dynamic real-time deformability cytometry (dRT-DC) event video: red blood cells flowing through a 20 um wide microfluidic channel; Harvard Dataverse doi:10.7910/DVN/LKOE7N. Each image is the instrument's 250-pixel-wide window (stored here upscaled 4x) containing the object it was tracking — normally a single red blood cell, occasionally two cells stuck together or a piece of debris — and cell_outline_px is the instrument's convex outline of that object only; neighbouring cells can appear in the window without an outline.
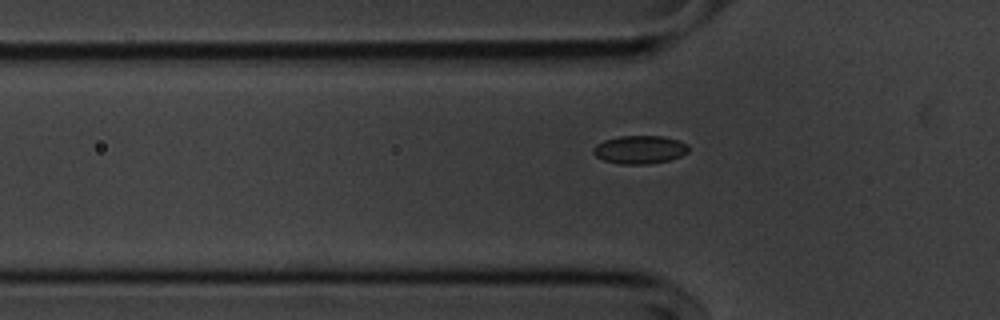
{"species": "common noctule bat (a hibernating species)", "species_latin": "Nyctalus noctula", "temperature_condition": "cold", "stored_images_in_passage": 41, "camera_frame_rate_fps": 3000, "um_per_image_px": 0.085, "animal": {"sex": "male", "body_mass_g": 20.1, "forearm_length_mm": 53.5}, "frame": {"image": 1, "passage_image": 4, "time_ms": 1.0, "image_size_px": [1000, 320], "cell_outline_px": [[688, 152], [680, 156], [668, 160], [648, 164], [620, 164], [604, 160], [596, 156], [592, 152], [592, 148], [596, 144], [604, 140], [620, 136], [664, 136], [688, 144]], "centroid_in_image_um": [54.35, 12.71], "position_along_channel_um": 71.4, "area_um2": 15.61}}
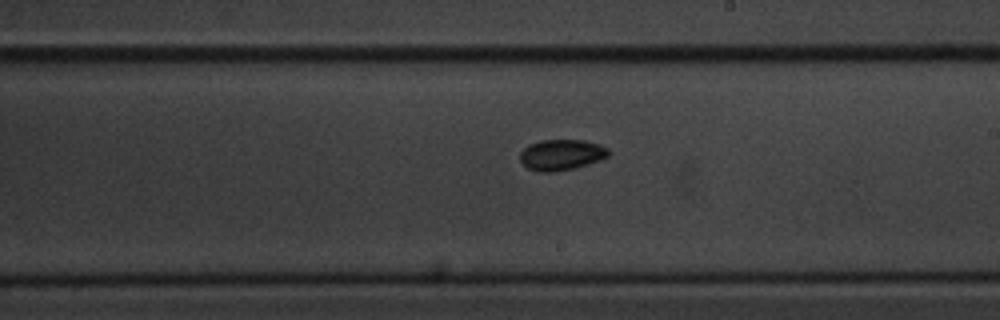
{"frame": {"image": 2, "passage_image": 18, "time_ms": 5.667, "image_size_px": [1000, 320], "cell_outline_px": [[612, 152], [608, 156], [600, 160], [588, 164], [556, 172], [540, 172], [528, 168], [520, 160], [520, 152], [528, 144], [540, 140], [584, 140], [600, 144], [608, 148]], "centroid_in_image_um": [47.74, 13.15], "position_along_channel_um": 241.3, "area_um2": 16.01}}
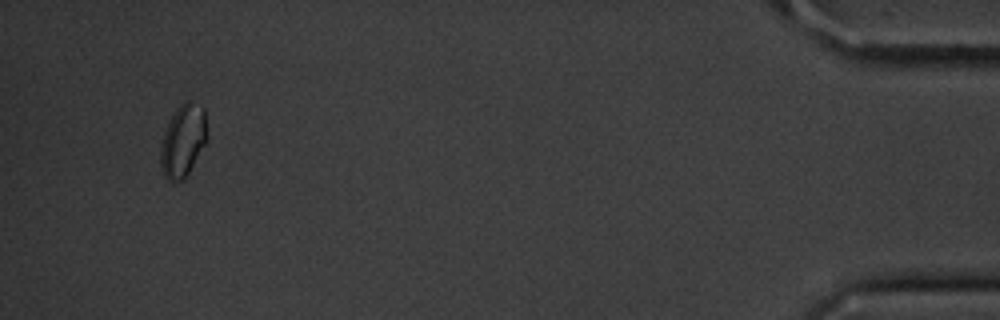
{"frame": {"image": 3, "passage_image": 39, "time_ms": 12.667, "image_size_px": [1000, 320], "cell_outline_px": [[208, 140], [184, 180], [168, 180], [164, 176], [160, 164], [160, 148], [164, 132], [176, 108], [180, 104], [188, 100], [204, 108], [208, 136]], "centroid_in_image_um": [15.57, 11.96], "position_along_channel_um": 419.6, "area_um2": 19.65}, "authors_computed_cell_mechanics": {"area_um2": 15.4326, "velocity_mm_per_s": 3.6266, "shape_relaxation_time_tau1_ms": null, "shape_relaxation_time_tau2_ms": 7.2808, "deformation_change_tau1": null, "deformation_change_tau2": 0.0813}}